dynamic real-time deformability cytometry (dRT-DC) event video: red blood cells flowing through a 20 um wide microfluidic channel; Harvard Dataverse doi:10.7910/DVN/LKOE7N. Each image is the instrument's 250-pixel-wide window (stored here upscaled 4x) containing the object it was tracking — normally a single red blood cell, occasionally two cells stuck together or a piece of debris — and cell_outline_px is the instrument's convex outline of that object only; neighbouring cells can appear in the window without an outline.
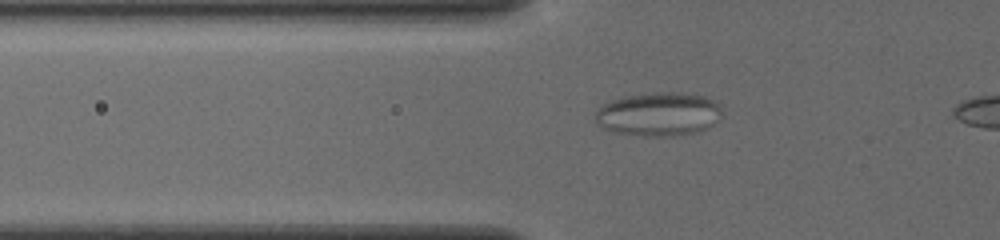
{"species": "common noctule bat (a hibernating species)", "species_latin": "Nyctalus noctula", "temperature_condition": "cold", "stored_images_in_passage": 6, "camera_frame_rate_fps": 3000, "um_per_image_px": 0.085, "animal": {"sex": "female", "body_mass_g": 19.5, "forearm_length_mm": 54.1}, "frame": {"image": 1, "passage_image": 3, "time_ms": 0.667, "image_size_px": [1000, 240], "cell_outline_px": [[720, 112], [712, 124], [696, 132], [672, 136], [644, 136], [616, 132], [604, 128], [596, 120], [596, 112], [604, 104], [612, 100], [624, 96], [656, 92], [676, 92], [704, 96], [712, 100], [720, 108]], "centroid_in_image_um": [55.95, 9.7], "position_along_channel_um": 69.9, "area_um2": 31.56}}